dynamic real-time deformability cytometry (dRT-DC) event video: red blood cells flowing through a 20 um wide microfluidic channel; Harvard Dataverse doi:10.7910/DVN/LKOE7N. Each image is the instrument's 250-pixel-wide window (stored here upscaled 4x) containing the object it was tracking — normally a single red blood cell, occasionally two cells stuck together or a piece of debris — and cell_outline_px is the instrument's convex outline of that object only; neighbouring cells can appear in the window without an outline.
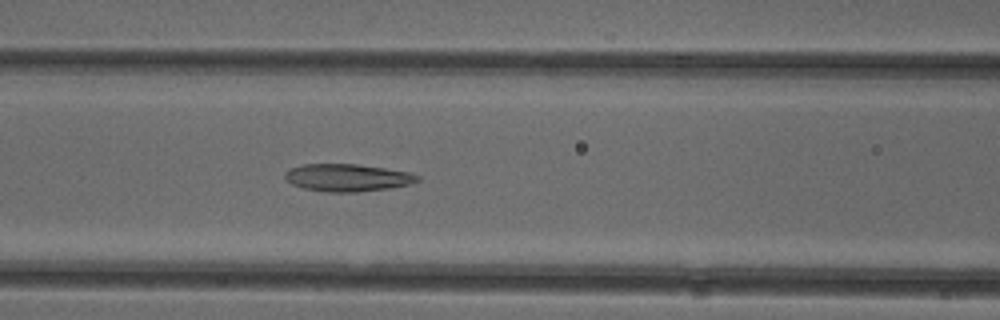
{"species": "common noctule bat (a hibernating species)", "species_latin": "Nyctalus noctula", "temperature_condition": "cold", "stored_images_in_passage": 42, "camera_frame_rate_fps": 3000, "um_per_image_px": 0.085, "animal": {"sex": "female"}, "frame": {"image": 1, "passage_image": 11, "time_ms": 3.333, "image_size_px": [1000, 320], "cell_outline_px": [[420, 180], [408, 184], [388, 188], [356, 192], [328, 192], [304, 188], [292, 184], [284, 176], [284, 172], [288, 168], [304, 164], [356, 164], [384, 168], [408, 172], [420, 176]], "centroid_in_image_um": [29.5, 15.09], "position_along_channel_um": 137.1, "area_um2": 21.04}}
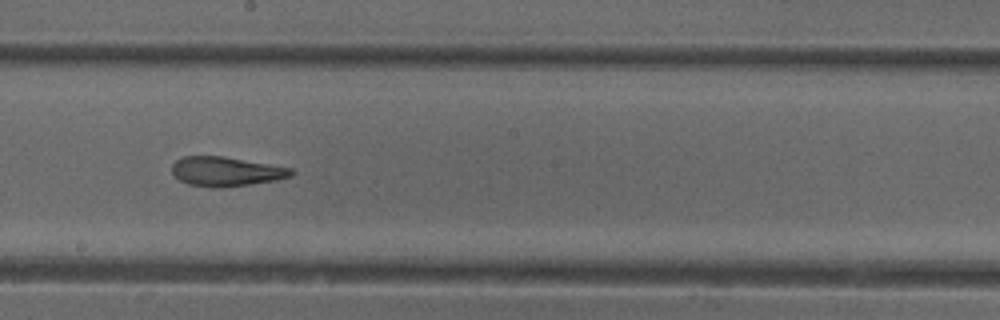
{"frame": {"image": 2, "passage_image": 18, "time_ms": 5.667, "image_size_px": [1000, 320], "cell_outline_px": [[296, 172], [292, 176], [276, 180], [220, 188], [212, 188], [188, 184], [180, 180], [172, 172], [172, 164], [176, 160], [184, 156], [224, 156], [292, 168]], "centroid_in_image_um": [19.22, 14.57], "position_along_channel_um": 229.0, "area_um2": 20.46}}
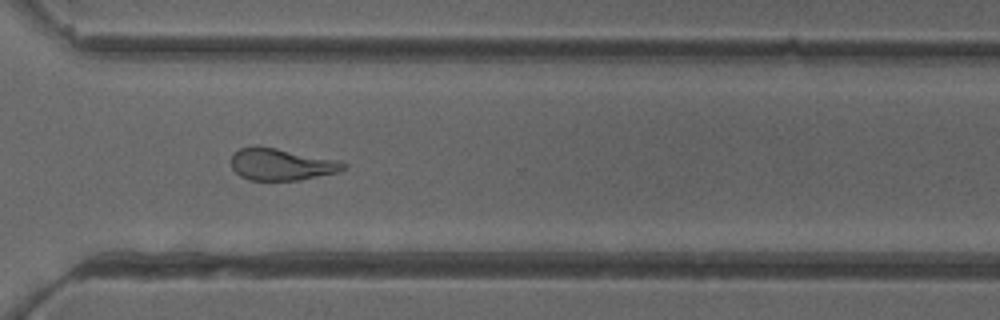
{"frame": {"image": 3, "passage_image": 27, "time_ms": 8.667, "image_size_px": [1000, 320], "cell_outline_px": [[348, 164], [340, 172], [300, 180], [248, 180], [240, 176], [232, 168], [232, 156], [240, 148], [256, 144], [340, 160]], "centroid_in_image_um": [23.94, 13.96], "position_along_channel_um": 346.7, "area_um2": 21.15}, "authors_computed_cell_mechanics": {"area_um2": 21.5883, "velocity_mm_per_s": 3.9422, "shape_relaxation_time_tau1_ms": null, "shape_relaxation_time_tau2_ms": 1.5504, "deformation_change_tau1": null, "deformation_change_tau2": 0.1035}}